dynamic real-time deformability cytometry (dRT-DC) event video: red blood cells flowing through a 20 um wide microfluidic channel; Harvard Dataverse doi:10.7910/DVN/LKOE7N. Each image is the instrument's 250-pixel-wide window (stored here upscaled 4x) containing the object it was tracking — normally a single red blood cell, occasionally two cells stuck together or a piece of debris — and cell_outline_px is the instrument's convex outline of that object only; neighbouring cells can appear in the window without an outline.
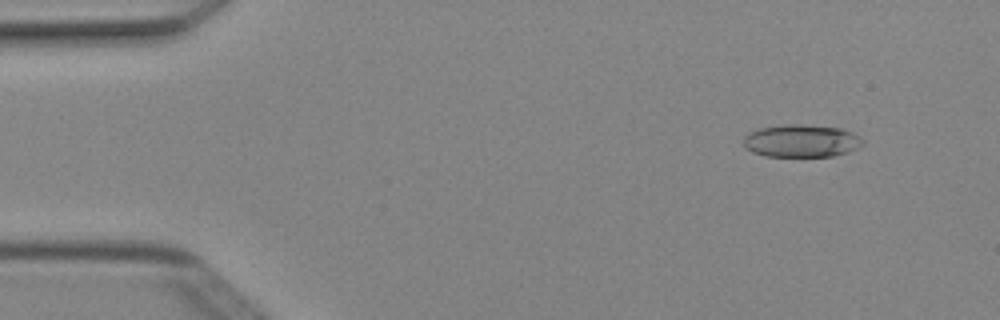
{"species": "Egyptian fruit bat (a non-hibernating species)", "species_latin": "Rousettus aegyptiacus", "temperature_condition": "cold", "stored_images_in_passage": 50, "camera_frame_rate_fps": 3000, "um_per_image_px": 0.085, "animal": {"sex": "female"}, "frame": {"image": 1, "passage_image": 5, "time_ms": 1.333, "image_size_px": [1000, 320], "cell_outline_px": [[864, 144], [848, 152], [832, 156], [764, 156], [752, 152], [744, 144], [744, 136], [760, 128], [784, 124], [800, 124], [840, 128], [852, 132], [860, 136], [864, 140]], "centroid_in_image_um": [68.15, 11.97], "position_along_channel_um": 16.9, "area_um2": 22.6}}
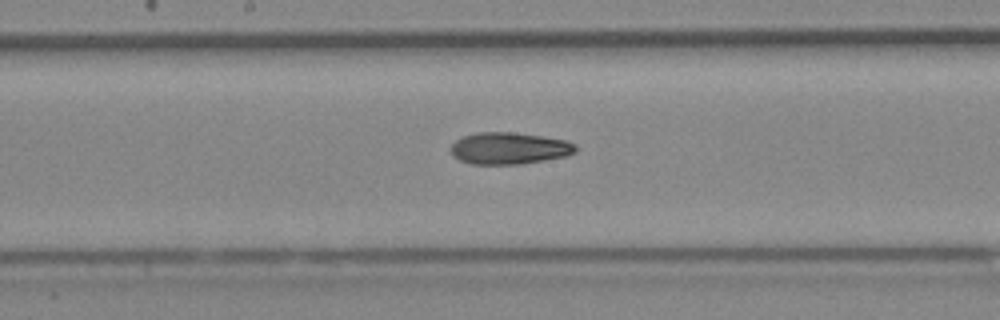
{"frame": {"image": 2, "passage_image": 26, "time_ms": 8.333, "image_size_px": [1000, 320], "cell_outline_px": [[576, 152], [564, 156], [544, 160], [520, 164], [472, 164], [460, 160], [452, 156], [452, 144], [456, 140], [464, 136], [476, 132], [512, 132], [568, 140], [576, 144]], "centroid_in_image_um": [43.29, 12.6], "position_along_channel_um": 204.9, "area_um2": 23.06}}
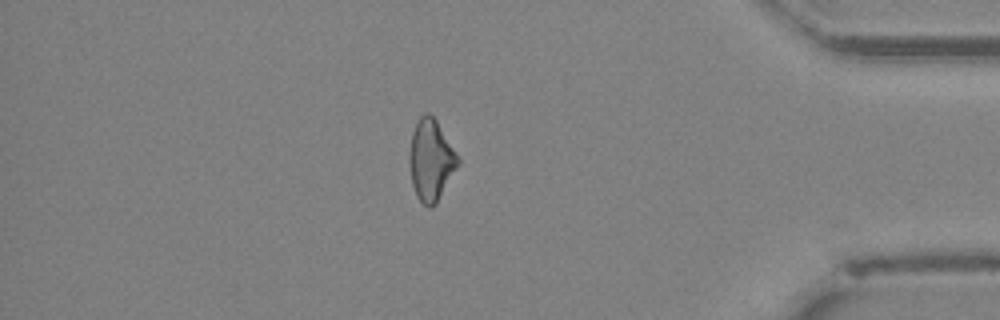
{"frame": {"image": 3, "passage_image": 43, "time_ms": 14.0, "image_size_px": [1000, 320], "cell_outline_px": [[460, 164], [436, 204], [432, 208], [428, 208], [416, 196], [412, 184], [408, 160], [408, 156], [412, 132], [420, 116], [424, 112], [428, 112], [436, 120], [456, 152], [460, 160]], "centroid_in_image_um": [36.62, 13.63], "position_along_channel_um": 398.6, "area_um2": 23.12}, "authors_computed_cell_mechanics": {"area_um2": 22.9466, "velocity_mm_per_s": 4.0421, "shape_relaxation_time_tau1_ms": 7.5242, "shape_relaxation_time_tau2_ms": 6.9149, "deformation_change_tau1": 0.1654, "deformation_change_tau2": 0.174}}